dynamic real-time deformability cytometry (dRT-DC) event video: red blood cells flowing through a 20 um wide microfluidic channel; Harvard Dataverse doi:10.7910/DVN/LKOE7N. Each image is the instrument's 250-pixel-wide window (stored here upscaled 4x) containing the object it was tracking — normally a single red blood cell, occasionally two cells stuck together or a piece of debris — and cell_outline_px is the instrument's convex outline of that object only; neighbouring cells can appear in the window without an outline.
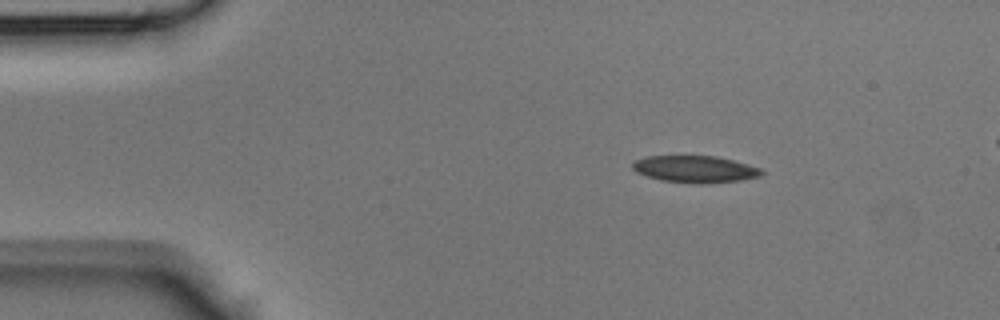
{"species": "Egyptian fruit bat (a non-hibernating species)", "species_latin": "Rousettus aegyptiacus", "temperature_condition": "room temperature", "stored_images_in_passage": 39, "camera_frame_rate_fps": 3000, "um_per_image_px": 0.085, "animal": {"sex": "male"}, "frame": {"image": 1, "passage_image": 1, "time_ms": 0.0, "image_size_px": [1000, 320], "cell_outline_px": [[764, 172], [760, 176], [740, 180], [700, 184], [660, 180], [636, 172], [632, 168], [632, 164], [636, 160], [648, 156], [716, 156], [748, 164], [760, 168]], "centroid_in_image_um": [59.08, 14.37], "position_along_channel_um": 25.9, "area_um2": 20.06}}
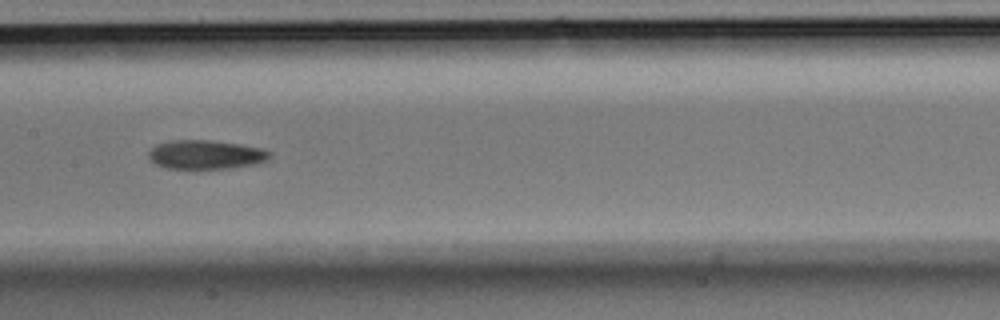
{"frame": {"image": 2, "passage_image": 16, "time_ms": 5.0, "image_size_px": [1000, 320], "cell_outline_px": [[272, 156], [268, 160], [256, 164], [228, 168], [164, 168], [148, 160], [148, 152], [156, 144], [172, 140], [212, 140], [240, 144], [264, 148], [272, 152]], "centroid_in_image_um": [17.51, 13.13], "position_along_channel_um": 189.9, "area_um2": 20.69}}
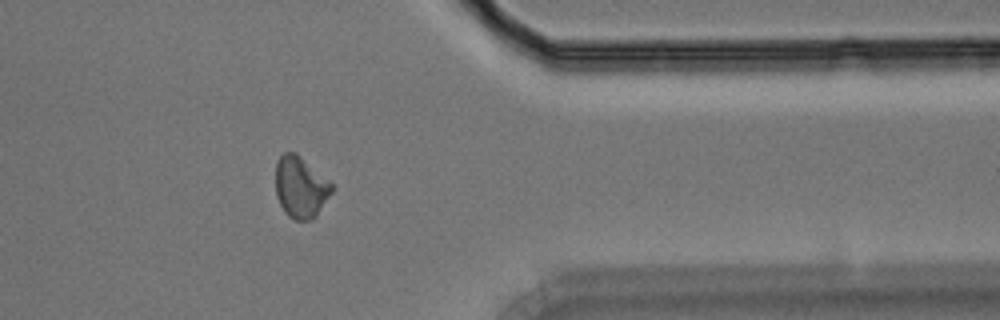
{"frame": {"image": 3, "passage_image": 30, "time_ms": 9.667, "image_size_px": [1000, 320], "cell_outline_px": [[336, 188], [316, 216], [312, 220], [296, 220], [288, 216], [284, 212], [276, 196], [276, 164], [280, 156], [284, 152], [296, 152], [332, 184]], "centroid_in_image_um": [25.56, 15.93], "position_along_channel_um": 385.8, "area_um2": 20.17}}